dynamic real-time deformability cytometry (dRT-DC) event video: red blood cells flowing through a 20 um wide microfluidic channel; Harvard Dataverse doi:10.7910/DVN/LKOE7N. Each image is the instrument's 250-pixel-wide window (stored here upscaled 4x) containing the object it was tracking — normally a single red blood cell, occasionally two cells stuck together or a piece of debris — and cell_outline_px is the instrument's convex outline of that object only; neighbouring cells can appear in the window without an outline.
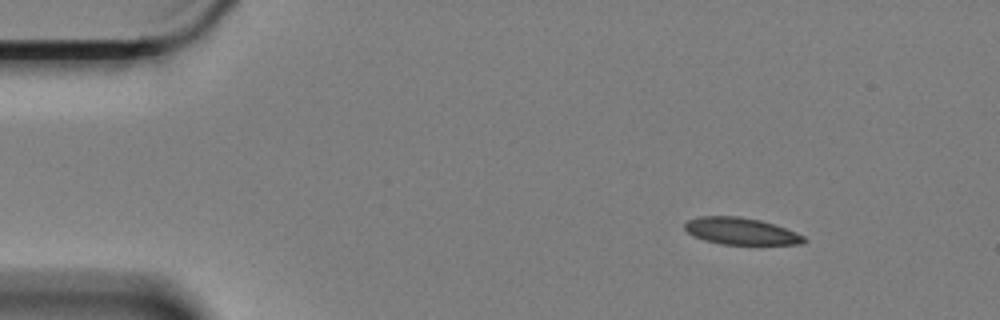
{"species": "Egyptian fruit bat (a non-hibernating species)", "species_latin": "Rousettus aegyptiacus", "temperature_condition": "cold", "stored_images_in_passage": 6, "camera_frame_rate_fps": 3000, "um_per_image_px": 0.085, "animal": {"sex": "female"}, "frame": {"image": 1, "passage_image": 2, "time_ms": 0.333, "image_size_px": [1000, 320], "cell_outline_px": [[808, 240], [800, 244], [720, 244], [704, 240], [688, 232], [684, 228], [684, 224], [688, 220], [700, 216], [740, 216], [760, 220], [776, 224], [796, 232], [804, 236]], "centroid_in_image_um": [63.0, 19.64], "position_along_channel_um": 22.0, "area_um2": 18.67}}
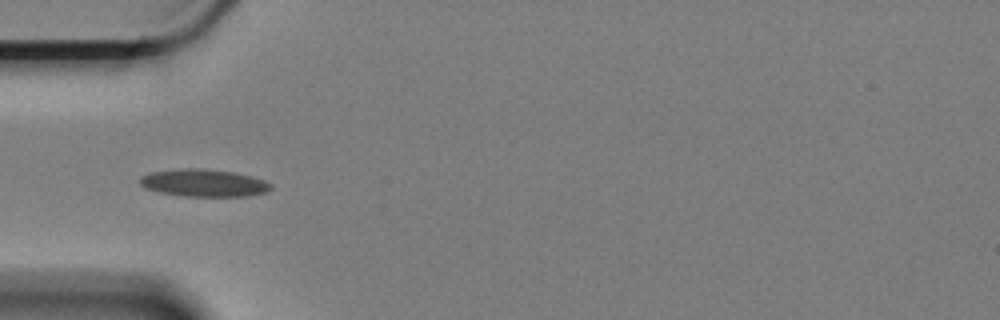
{"frame": {"image": 2, "passage_image": 5, "time_ms": 1.333, "image_size_px": [1000, 320], "cell_outline_px": [[272, 188], [268, 192], [248, 196], [184, 196], [160, 192], [144, 188], [140, 184], [140, 176], [152, 172], [184, 168], [200, 168], [232, 172], [252, 176], [264, 180], [272, 184]], "centroid_in_image_um": [17.34, 15.55], "position_along_channel_um": 67.7, "area_um2": 20.92}}